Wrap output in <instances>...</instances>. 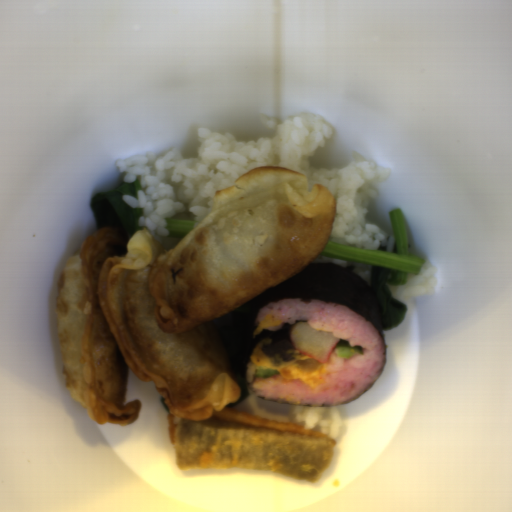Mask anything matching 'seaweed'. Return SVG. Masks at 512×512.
<instances>
[{
	"instance_id": "seaweed-1",
	"label": "seaweed",
	"mask_w": 512,
	"mask_h": 512,
	"mask_svg": "<svg viewBox=\"0 0 512 512\" xmlns=\"http://www.w3.org/2000/svg\"><path fill=\"white\" fill-rule=\"evenodd\" d=\"M287 299H307L342 305L362 317L376 330L384 345L385 359L380 376L368 388L371 389L383 375L387 360V344L382 317L371 285L343 266L310 263L290 280L265 289L253 297L242 315L237 327L235 350L243 384L248 394L258 396L249 388L245 375L253 351L266 338H270L271 345L291 341L289 332L293 327L284 323L280 329H263L253 336L257 328L258 315L265 306Z\"/></svg>"
}]
</instances>
